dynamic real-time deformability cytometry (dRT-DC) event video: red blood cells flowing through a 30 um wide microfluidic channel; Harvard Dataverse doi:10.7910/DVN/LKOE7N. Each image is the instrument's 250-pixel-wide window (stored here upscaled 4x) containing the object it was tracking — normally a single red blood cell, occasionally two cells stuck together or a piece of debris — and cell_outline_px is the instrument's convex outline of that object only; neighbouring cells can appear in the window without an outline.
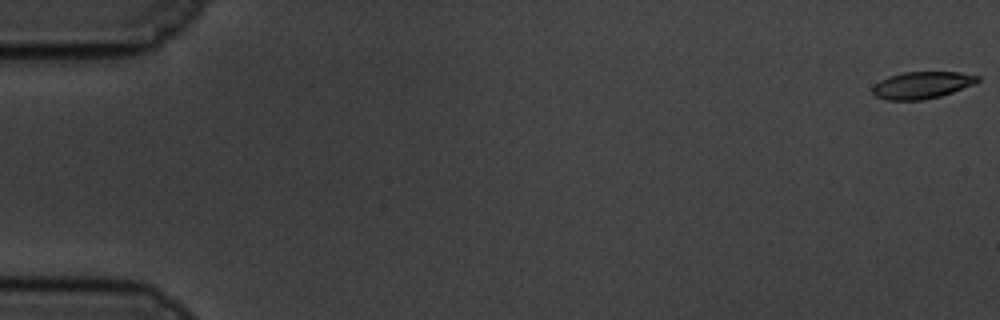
{"species": "common noctule bat (a hibernating species)", "species_latin": "Nyctalus noctula", "temperature_condition": "cold", "stored_images_in_passage": 10, "camera_frame_rate_fps": 3000, "um_per_image_px": 0.085, "animal": {"sex": "male", "body_mass_g": 19.5, "forearm_length_mm": 54.6}, "frame": {"image": 1, "passage_image": 1, "time_ms": 0.0, "image_size_px": [1000, 320], "cell_outline_px": [[980, 80], [972, 84], [952, 92], [940, 96], [924, 100], [884, 100], [872, 96], [872, 88], [880, 80], [888, 76], [904, 72], [960, 72], [980, 76]], "centroid_in_image_um": [78.32, 7.24], "position_along_channel_um": 6.7, "area_um2": 16.59}}